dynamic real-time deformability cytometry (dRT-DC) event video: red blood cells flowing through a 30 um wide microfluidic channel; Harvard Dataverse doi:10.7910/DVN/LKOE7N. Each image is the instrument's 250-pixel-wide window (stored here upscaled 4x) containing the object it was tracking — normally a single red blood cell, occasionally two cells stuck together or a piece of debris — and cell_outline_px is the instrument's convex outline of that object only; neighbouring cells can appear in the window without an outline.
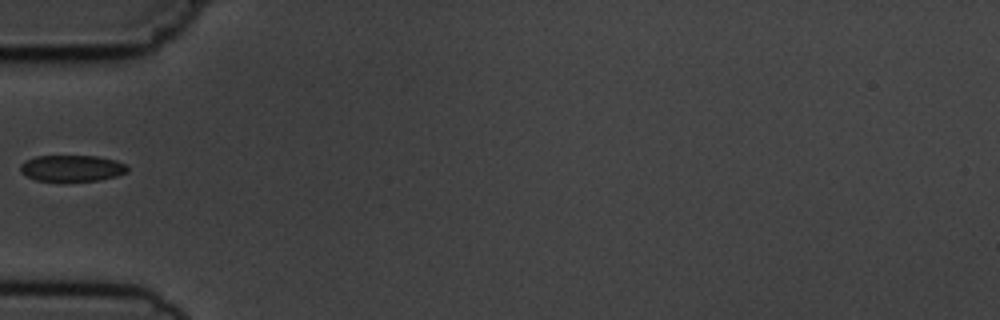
{"species": "common noctule bat (a hibernating species)", "species_latin": "Nyctalus noctula", "temperature_condition": "cold", "stored_images_in_passage": 7, "camera_frame_rate_fps": 3000, "um_per_image_px": 0.085, "animal": {"sex": "male", "body_mass_g": 19.5, "forearm_length_mm": 54.6}, "frame": {"image": 1, "passage_image": 6, "time_ms": 5.667, "image_size_px": [1000, 320], "cell_outline_px": [[128, 172], [116, 176], [100, 180], [36, 180], [20, 172], [20, 164], [24, 160], [36, 156], [96, 156], [116, 160], [124, 164], [128, 168]], "centroid_in_image_um": [6.1, 14.28], "position_along_channel_um": 78.9, "area_um2": 16.24}}
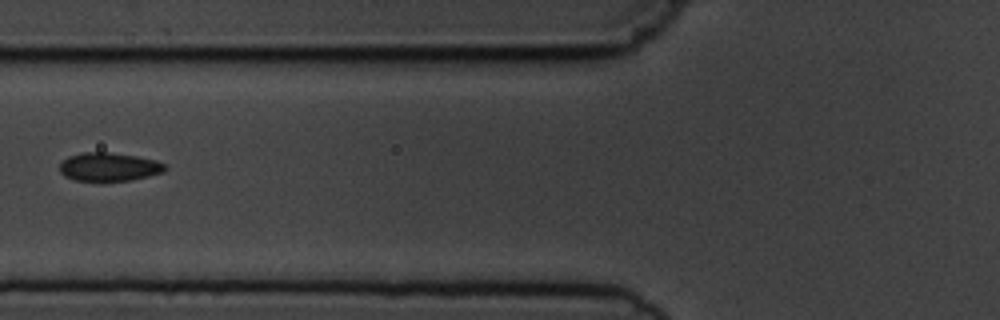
{"frame": {"image": 2, "passage_image": 7, "time_ms": 6.667, "image_size_px": [1000, 320], "cell_outline_px": [[168, 168], [164, 172], [132, 180], [72, 180], [64, 176], [60, 172], [60, 164], [68, 156], [80, 152], [108, 152], [136, 156], [156, 160], [164, 164]], "centroid_in_image_um": [9.26, 14.17], "position_along_channel_um": 116.5, "area_um2": 17.46}}